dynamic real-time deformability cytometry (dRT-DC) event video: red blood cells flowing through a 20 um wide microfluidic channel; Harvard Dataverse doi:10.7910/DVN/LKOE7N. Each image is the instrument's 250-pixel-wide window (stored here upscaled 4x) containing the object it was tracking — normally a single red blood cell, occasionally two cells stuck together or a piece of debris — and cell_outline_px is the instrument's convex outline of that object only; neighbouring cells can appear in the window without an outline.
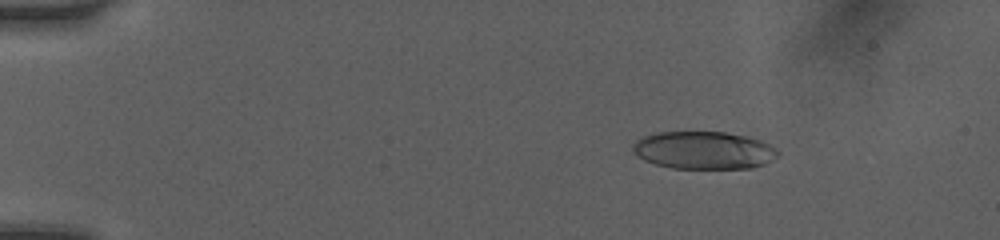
{"species": "human", "species_latin": "Homo sapiens", "temperature_condition": "room temperature", "stored_images_in_passage": 44, "camera_frame_rate_fps": 3000, "um_per_image_px": 0.085, "donor": {"sex": "female"}, "frame": {"image": 1, "passage_image": 19, "time_ms": 2.333, "image_size_px": [1000, 240], "cell_outline_px": [[780, 156], [764, 164], [752, 168], [672, 168], [656, 164], [644, 160], [632, 152], [632, 144], [636, 140], [644, 136], [660, 132], [724, 132], [748, 136], [760, 140], [776, 148], [780, 152]], "centroid_in_image_um": [59.84, 12.77], "position_along_channel_um": 25.2, "area_um2": 31.96}}
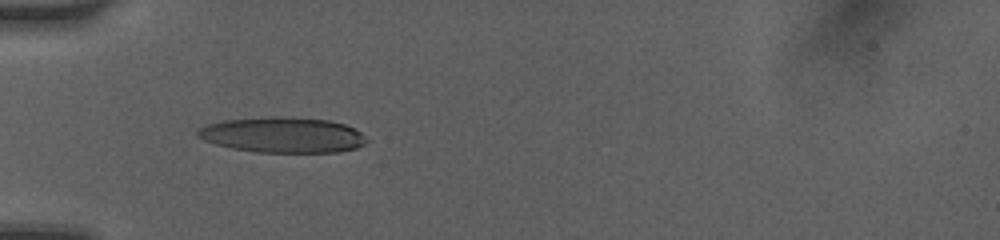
{"frame": {"image": 2, "passage_image": 43, "time_ms": 5.333, "image_size_px": [1000, 240], "cell_outline_px": [[368, 140], [364, 144], [356, 148], [340, 152], [256, 152], [232, 148], [216, 144], [204, 140], [196, 136], [196, 132], [204, 124], [224, 120], [268, 116], [280, 116], [328, 120], [344, 124], [360, 132]], "centroid_in_image_um": [23.99, 11.46], "position_along_channel_um": 61.0, "area_um2": 35.03}}